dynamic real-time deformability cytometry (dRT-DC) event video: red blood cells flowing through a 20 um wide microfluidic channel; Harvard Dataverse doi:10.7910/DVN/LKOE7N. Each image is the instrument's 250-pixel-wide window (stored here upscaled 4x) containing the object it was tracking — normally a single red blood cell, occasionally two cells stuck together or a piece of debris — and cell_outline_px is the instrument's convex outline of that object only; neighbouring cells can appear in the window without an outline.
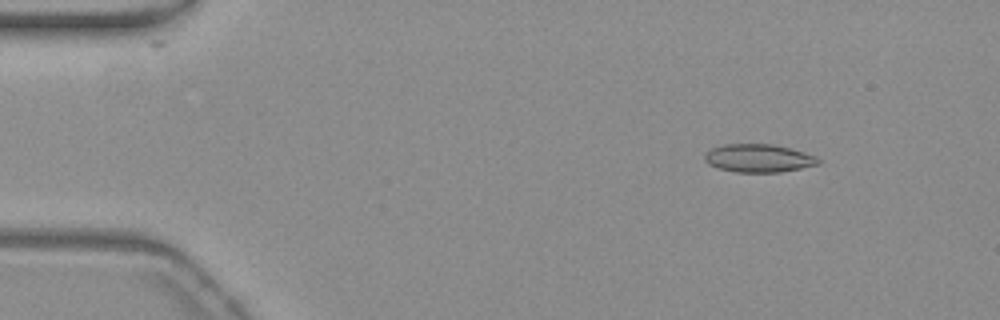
{"species": "common noctule bat (a hibernating species)", "species_latin": "Nyctalus noctula", "temperature_condition": "warm", "stored_images_in_passage": 55, "camera_frame_rate_fps": 3000, "um_per_image_px": 0.085, "animal": {"sex": "female", "body_mass_g": 19.3, "forearm_length_mm": 54.1}, "frame": {"image": 1, "passage_image": 7, "time_ms": 2.0, "image_size_px": [1000, 320], "cell_outline_px": [[820, 164], [780, 172], [736, 172], [720, 168], [708, 164], [704, 160], [704, 156], [712, 148], [724, 144], [772, 144], [804, 152], [816, 156], [820, 160]], "centroid_in_image_um": [64.48, 13.45], "position_along_channel_um": 20.5, "area_um2": 18.44}}
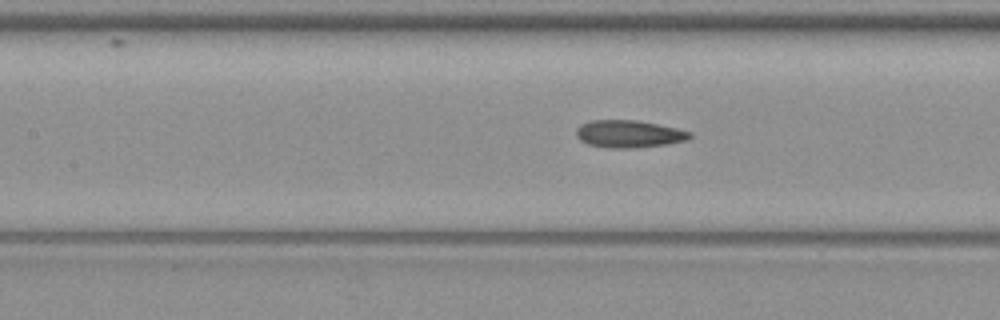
{"frame": {"image": 2, "passage_image": 25, "time_ms": 8.0, "image_size_px": [1000, 320], "cell_outline_px": [[692, 136], [688, 140], [668, 144], [632, 148], [608, 148], [588, 144], [580, 140], [576, 136], [576, 128], [580, 124], [592, 120], [636, 120], [676, 128], [692, 132]], "centroid_in_image_um": [53.45, 11.38], "position_along_channel_um": 154.0, "area_um2": 18.21}}
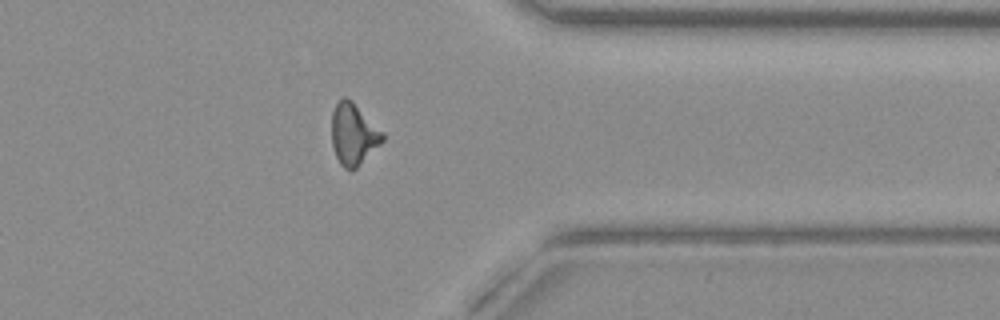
{"frame": {"image": 3, "passage_image": 44, "time_ms": 14.333, "image_size_px": [1000, 320], "cell_outline_px": [[384, 140], [352, 172], [344, 168], [340, 164], [336, 156], [332, 144], [332, 112], [336, 104], [344, 96], [352, 100], [384, 132]], "centroid_in_image_um": [30.05, 11.41], "position_along_channel_um": 381.4, "area_um2": 18.26}, "authors_computed_cell_mechanics": {"area_um2": 18.207, "velocity_mm_per_s": 3.7442, "shape_relaxation_time_tau1_ms": 7.7462, "shape_relaxation_time_tau2_ms": 2.9573, "deformation_change_tau1": 0.2001, "deformation_change_tau2": 0.1168}}